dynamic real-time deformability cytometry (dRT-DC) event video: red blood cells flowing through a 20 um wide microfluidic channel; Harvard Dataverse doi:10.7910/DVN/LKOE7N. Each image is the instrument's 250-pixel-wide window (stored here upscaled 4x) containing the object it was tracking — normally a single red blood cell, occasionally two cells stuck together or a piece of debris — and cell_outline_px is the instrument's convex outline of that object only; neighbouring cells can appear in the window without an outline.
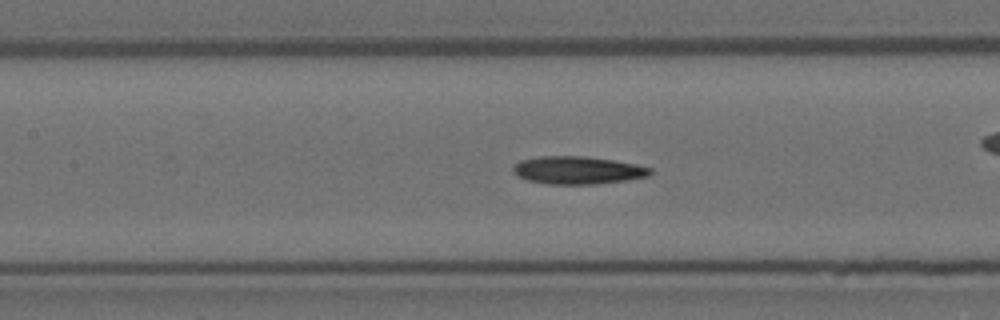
{"species": "Egyptian fruit bat (a non-hibernating species)", "species_latin": "Rousettus aegyptiacus", "temperature_condition": "room temperature", "stored_images_in_passage": 18, "camera_frame_rate_fps": 3000, "um_per_image_px": 0.085, "animal": {"sex": "female"}, "frame": {"image": 1, "passage_image": 9, "time_ms": 2.667, "image_size_px": [1000, 320], "cell_outline_px": [[652, 172], [648, 176], [624, 180], [596, 184], [544, 184], [528, 180], [516, 176], [512, 172], [512, 168], [520, 160], [540, 156], [584, 156], [612, 160], [636, 164], [652, 168]], "centroid_in_image_um": [49.06, 14.47], "position_along_channel_um": 158.3, "area_um2": 22.2}}
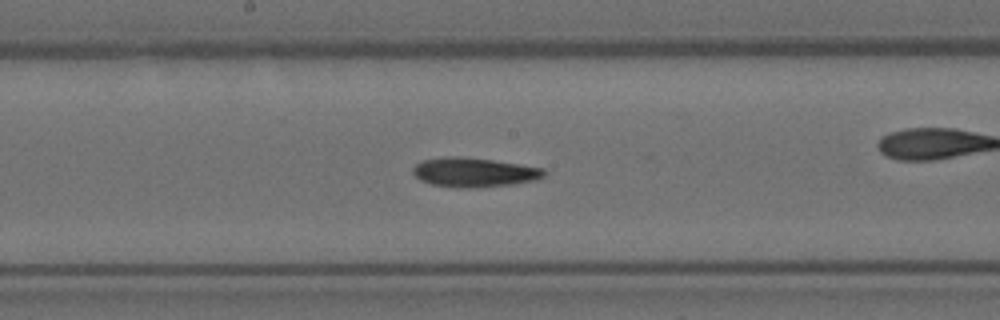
{"frame": {"image": 2, "passage_image": 13, "time_ms": 4.0, "image_size_px": [1000, 320], "cell_outline_px": [[548, 172], [544, 176], [536, 180], [512, 184], [472, 188], [468, 188], [432, 184], [420, 180], [412, 172], [412, 168], [416, 164], [424, 160], [444, 156], [460, 156], [492, 160], [520, 164], [544, 168]], "centroid_in_image_um": [40.32, 14.63], "position_along_channel_um": 207.9, "area_um2": 22.37}}